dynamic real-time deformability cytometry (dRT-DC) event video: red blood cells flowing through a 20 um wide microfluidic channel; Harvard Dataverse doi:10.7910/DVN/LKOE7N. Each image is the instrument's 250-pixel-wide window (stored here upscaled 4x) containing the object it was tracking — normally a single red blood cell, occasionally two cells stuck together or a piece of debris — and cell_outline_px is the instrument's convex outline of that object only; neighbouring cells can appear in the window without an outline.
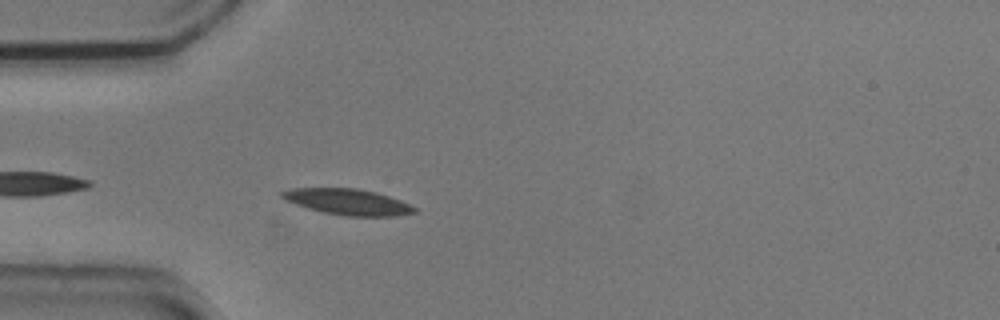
{"species": "common noctule bat (a hibernating species)", "species_latin": "Nyctalus noctula", "temperature_condition": "cold", "stored_images_in_passage": 5, "camera_frame_rate_fps": 3000, "um_per_image_px": 0.085, "animal": {"sex": "male", "body_mass_g": 20.5, "forearm_length_mm": 52.5}, "frame": {"image": 1, "passage_image": 5, "time_ms": 1.333, "image_size_px": [1000, 320], "cell_outline_px": [[416, 212], [396, 216], [348, 216], [324, 212], [308, 208], [284, 200], [280, 196], [280, 192], [292, 188], [356, 188], [376, 192], [400, 200], [416, 208]], "centroid_in_image_um": [29.54, 17.15], "position_along_channel_um": 55.5, "area_um2": 19.88}}